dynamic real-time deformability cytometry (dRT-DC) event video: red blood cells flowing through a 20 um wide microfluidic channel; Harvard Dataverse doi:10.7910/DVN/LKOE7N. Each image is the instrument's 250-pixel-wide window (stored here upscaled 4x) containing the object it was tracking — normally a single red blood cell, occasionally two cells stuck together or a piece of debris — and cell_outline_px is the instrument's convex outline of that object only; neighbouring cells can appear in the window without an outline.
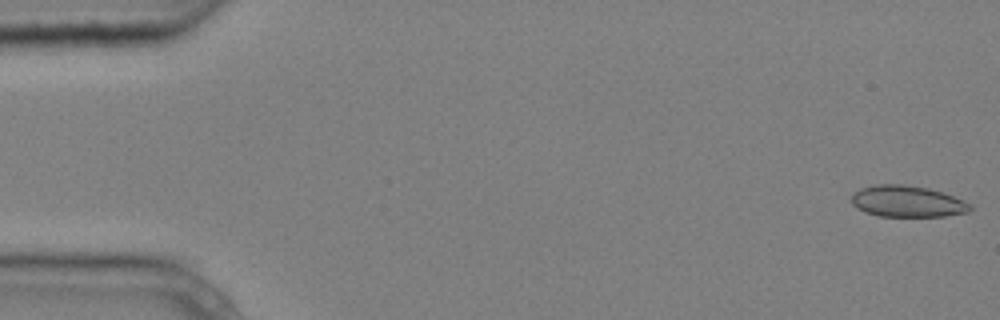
{"species": "common noctule bat (a hibernating species)", "species_latin": "Nyctalus noctula", "temperature_condition": "cold", "stored_images_in_passage": 5, "camera_frame_rate_fps": 3000, "um_per_image_px": 0.085, "animal": {"sex": "male", "body_mass_g": 20.4}, "frame": {"image": 1, "passage_image": 1, "time_ms": 0.0, "image_size_px": [1000, 320], "cell_outline_px": [[972, 208], [968, 212], [944, 216], [876, 216], [856, 208], [848, 200], [860, 188], [876, 184], [904, 184], [928, 188], [964, 200], [972, 204]], "centroid_in_image_um": [77.09, 17.12], "position_along_channel_um": 7.9, "area_um2": 21.79}}
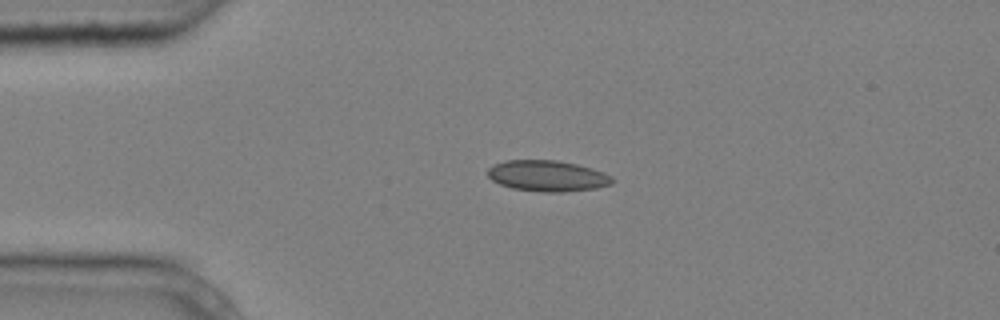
{"frame": {"image": 2, "passage_image": 4, "time_ms": 1.0, "image_size_px": [1000, 320], "cell_outline_px": [[612, 184], [596, 188], [564, 192], [540, 192], [512, 188], [500, 184], [492, 180], [488, 176], [488, 168], [492, 164], [504, 160], [556, 160], [576, 164], [592, 168], [604, 172], [612, 176]], "centroid_in_image_um": [46.51, 14.95], "position_along_channel_um": 38.5, "area_um2": 22.6}}